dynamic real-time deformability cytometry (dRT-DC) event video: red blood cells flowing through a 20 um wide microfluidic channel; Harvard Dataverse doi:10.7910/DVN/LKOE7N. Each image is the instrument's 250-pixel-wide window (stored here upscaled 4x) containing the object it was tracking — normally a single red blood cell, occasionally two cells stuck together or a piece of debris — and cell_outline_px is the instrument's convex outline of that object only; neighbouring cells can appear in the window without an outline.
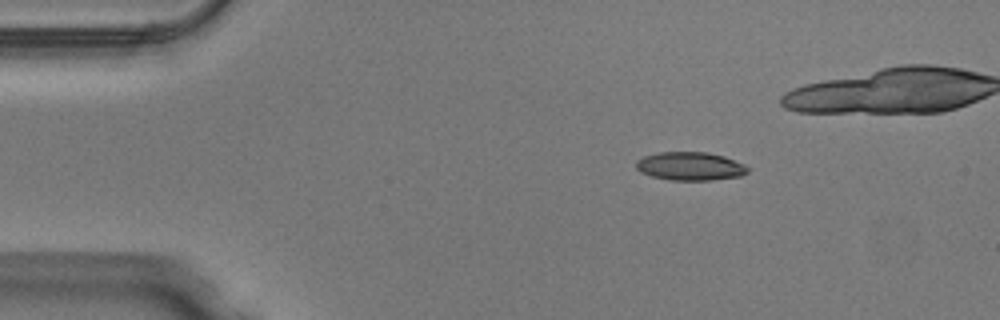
{"species": "Egyptian fruit bat (a non-hibernating species)", "species_latin": "Rousettus aegyptiacus", "temperature_condition": "warm", "stored_images_in_passage": 34, "camera_frame_rate_fps": 3000, "um_per_image_px": 0.085, "animal": {"sex": "male"}, "frame": {"image": 1, "passage_image": 1, "time_ms": 0.0, "image_size_px": [1000, 320], "cell_outline_px": [[748, 172], [740, 176], [712, 180], [668, 180], [652, 176], [640, 172], [636, 168], [636, 160], [644, 156], [660, 152], [708, 152], [724, 156], [744, 164], [748, 168]], "centroid_in_image_um": [58.65, 14.13], "position_along_channel_um": 26.3, "area_um2": 18.5}}
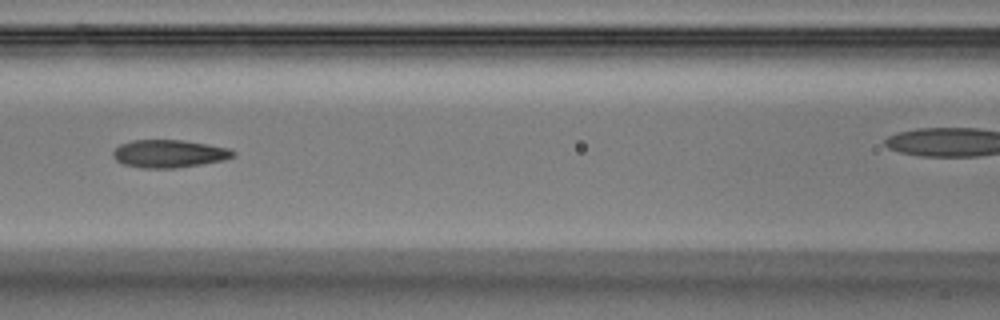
{"frame": {"image": 2, "passage_image": 15, "time_ms": 4.667, "image_size_px": [1000, 320], "cell_outline_px": [[236, 156], [224, 160], [176, 168], [140, 168], [124, 164], [116, 160], [112, 156], [112, 152], [120, 144], [132, 140], [180, 140], [208, 144], [228, 148], [236, 152]], "centroid_in_image_um": [14.37, 13.06], "position_along_channel_um": 152.2, "area_um2": 19.48}}
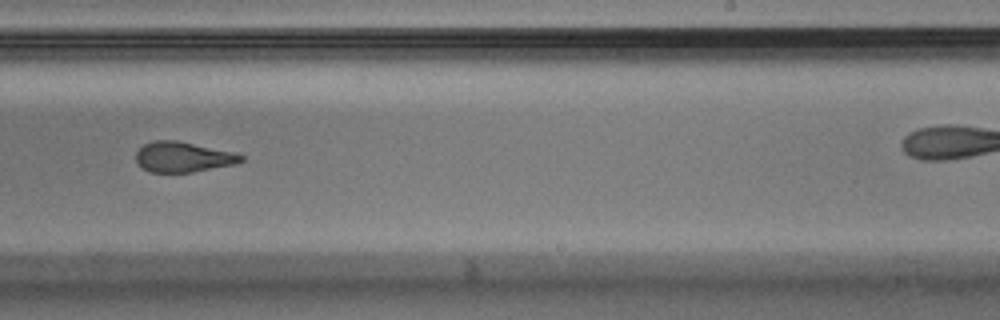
{"frame": {"image": 3, "passage_image": 24, "time_ms": 7.667, "image_size_px": [1000, 320], "cell_outline_px": [[244, 160], [232, 164], [192, 172], [148, 172], [136, 160], [136, 152], [144, 144], [156, 140], [176, 140], [236, 152], [244, 156]], "centroid_in_image_um": [15.56, 13.33], "position_along_channel_um": 273.4, "area_um2": 18.38}}